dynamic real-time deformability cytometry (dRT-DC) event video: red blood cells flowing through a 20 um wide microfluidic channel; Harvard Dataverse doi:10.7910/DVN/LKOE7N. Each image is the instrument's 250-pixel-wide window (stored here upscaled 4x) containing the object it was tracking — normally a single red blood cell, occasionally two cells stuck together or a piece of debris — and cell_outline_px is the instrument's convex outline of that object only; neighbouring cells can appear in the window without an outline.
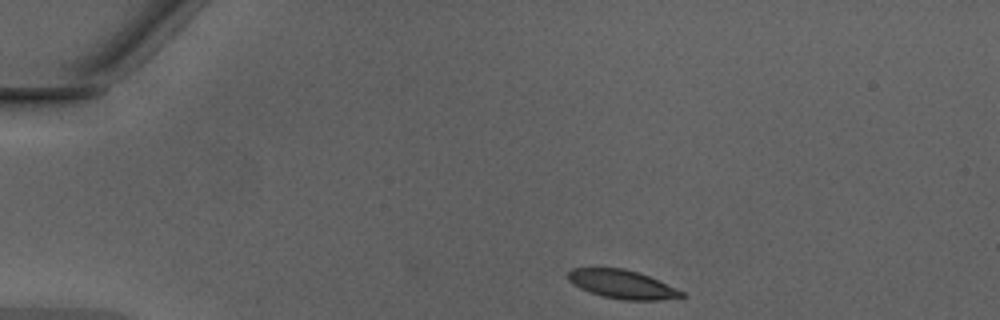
{"species": "Egyptian fruit bat (a non-hibernating species)", "species_latin": "Rousettus aegyptiacus", "temperature_condition": "warm", "stored_images_in_passage": 40, "camera_frame_rate_fps": 3000, "um_per_image_px": 0.085, "animal": {"sex": "male"}, "frame": {"image": 1, "passage_image": 1, "time_ms": 0.0, "image_size_px": [1000, 320], "cell_outline_px": [[684, 296], [656, 300], [624, 300], [604, 296], [580, 288], [572, 284], [568, 280], [568, 272], [572, 268], [624, 268], [648, 276], [684, 292]], "centroid_in_image_um": [52.84, 24.16], "position_along_channel_um": 32.2, "area_um2": 18.5}}
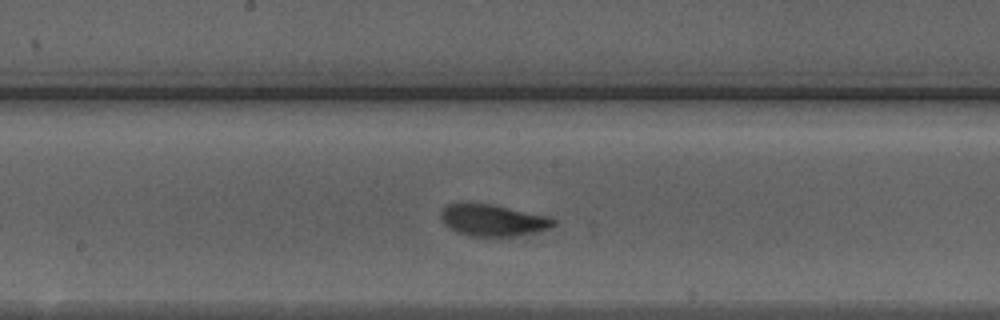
{"frame": {"image": 2, "passage_image": 18, "time_ms": 5.667, "image_size_px": [1000, 320], "cell_outline_px": [[556, 224], [548, 228], [536, 232], [512, 236], [468, 236], [456, 232], [444, 224], [440, 216], [440, 212], [448, 204], [492, 204], [548, 216], [556, 220]], "centroid_in_image_um": [41.89, 18.73], "position_along_channel_um": 206.3, "area_um2": 20.58}}
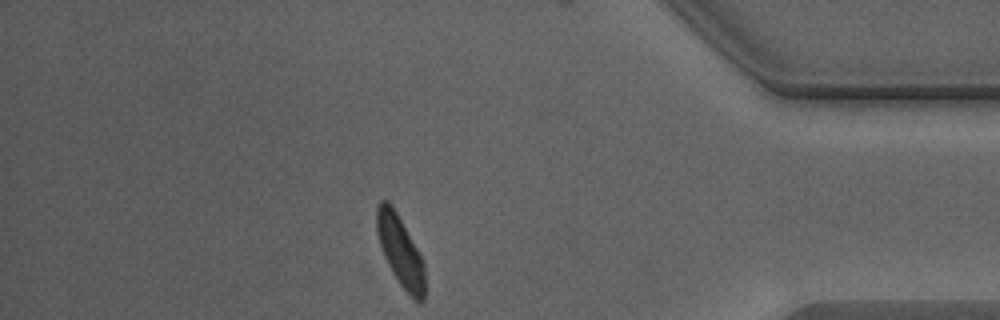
{"frame": {"image": 3, "passage_image": 34, "time_ms": 11.0, "image_size_px": [1000, 320], "cell_outline_px": [[424, 300], [416, 300], [400, 284], [392, 272], [384, 256], [376, 232], [376, 208], [380, 200], [388, 200], [396, 212], [416, 248], [424, 264]], "centroid_in_image_um": [33.99, 21.29], "position_along_channel_um": 401.2, "area_um2": 19.13}, "authors_computed_cell_mechanics": {"area_um2": 20.23, "velocity_mm_per_s": 4.2508, "shape_relaxation_time_tau1_ms": 1.9016, "shape_relaxation_time_tau2_ms": 0.8105, "deformation_change_tau1": 0.1411, "deformation_change_tau2": 0.076}}